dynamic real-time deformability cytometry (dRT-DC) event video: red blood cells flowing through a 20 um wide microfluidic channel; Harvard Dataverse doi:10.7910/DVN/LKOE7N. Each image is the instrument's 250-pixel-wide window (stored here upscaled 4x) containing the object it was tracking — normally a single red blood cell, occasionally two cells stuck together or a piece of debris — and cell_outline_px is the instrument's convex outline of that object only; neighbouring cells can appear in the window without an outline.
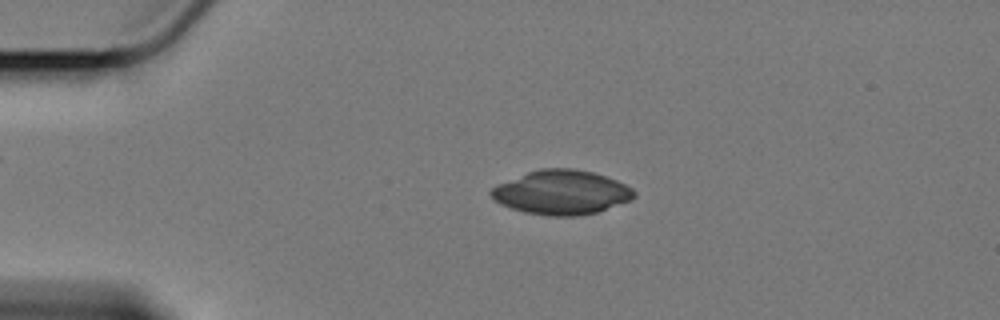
{"species": "Egyptian fruit bat (a non-hibernating species)", "species_latin": "Rousettus aegyptiacus", "temperature_condition": "cold", "stored_images_in_passage": 46, "camera_frame_rate_fps": 3000, "um_per_image_px": 0.085, "animal": {"sex": "female"}, "frame": {"image": 1, "passage_image": 1, "time_ms": 0.0, "image_size_px": [1000, 320], "cell_outline_px": [[636, 196], [632, 200], [600, 212], [580, 216], [548, 216], [524, 212], [500, 204], [488, 192], [492, 188], [500, 184], [528, 172], [540, 168], [572, 168], [592, 172], [616, 180], [632, 188], [636, 192]], "centroid_in_image_um": [47.78, 16.37], "position_along_channel_um": 37.2, "area_um2": 36.88}}
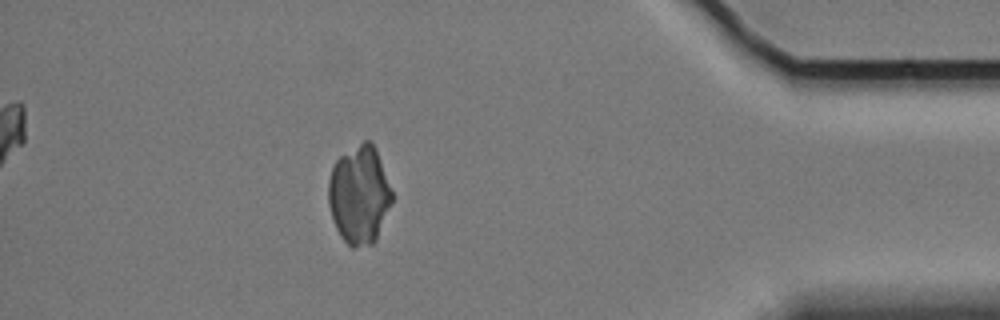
{"frame": {"image": 2, "passage_image": 40, "time_ms": 13.0, "image_size_px": [1000, 320], "cell_outline_px": [[392, 200], [376, 240], [372, 244], [356, 248], [352, 248], [340, 236], [336, 228], [328, 204], [328, 180], [332, 168], [336, 160], [340, 156], [364, 140], [368, 140], [376, 148], [392, 192]], "centroid_in_image_um": [30.52, 16.57], "position_along_channel_um": 404.7, "area_um2": 36.18}}